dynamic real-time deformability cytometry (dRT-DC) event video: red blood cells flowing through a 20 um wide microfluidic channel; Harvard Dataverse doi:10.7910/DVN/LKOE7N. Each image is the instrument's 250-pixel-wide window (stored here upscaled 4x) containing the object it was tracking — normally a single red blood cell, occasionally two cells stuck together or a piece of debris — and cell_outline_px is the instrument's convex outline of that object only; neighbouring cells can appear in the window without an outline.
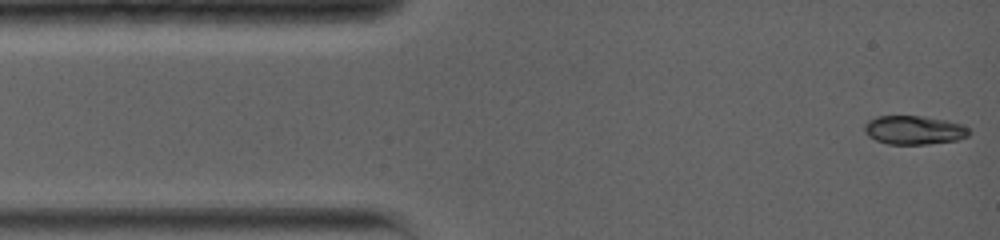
{"species": "common noctule bat (a hibernating species)", "species_latin": "Nyctalus noctula", "temperature_condition": "warm", "stored_images_in_passage": 20, "camera_frame_rate_fps": 5000, "um_per_image_px": 0.085, "animal": {"sex": "female", "body_mass_g": 19.0, "forearm_length_mm": 56.7}, "frame": {"image": 1, "passage_image": 1, "time_ms": 0.0, "image_size_px": [1000, 240], "cell_outline_px": [[972, 132], [968, 136], [956, 140], [928, 144], [888, 144], [876, 140], [868, 136], [864, 132], [864, 124], [868, 120], [876, 116], [924, 116], [948, 120], [960, 124], [968, 128]], "centroid_in_image_um": [77.68, 11.05], "position_along_channel_um": 7.3, "area_um2": 17.69}}
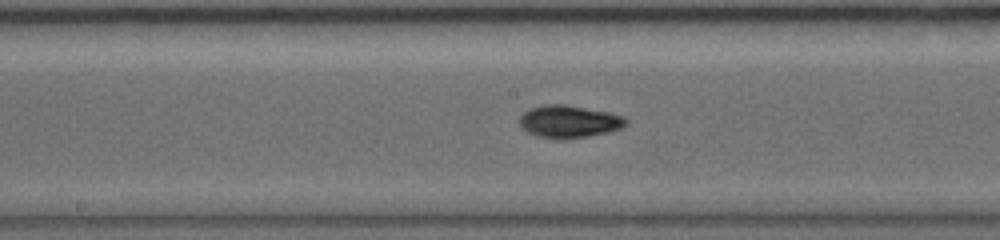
{"frame": {"image": 2, "passage_image": 9, "time_ms": 7.0, "image_size_px": [1000, 240], "cell_outline_px": [[628, 124], [620, 128], [608, 132], [588, 136], [536, 136], [528, 132], [520, 124], [520, 116], [528, 108], [544, 104], [564, 104], [612, 112], [624, 116], [628, 120]], "centroid_in_image_um": [48.41, 10.27], "position_along_channel_um": 199.8, "area_um2": 19.65}}
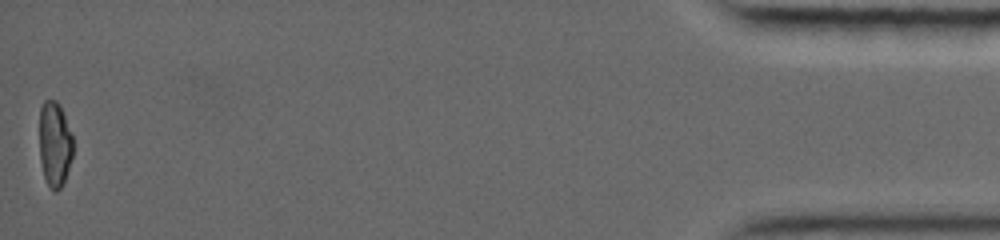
{"frame": {"image": 3, "passage_image": 20, "time_ms": 16.6, "image_size_px": [1000, 240], "cell_outline_px": [[72, 156], [64, 180], [60, 188], [56, 192], [48, 184], [44, 176], [40, 160], [40, 108], [44, 100], [56, 100], [60, 104], [72, 136]], "centroid_in_image_um": [4.64, 12.21], "position_along_channel_um": 430.6, "area_um2": 16.42}, "authors_computed_cell_mechanics": {"area_um2": 18.2648, "velocity_mm_per_s": 3.8034, "shape_relaxation_time_tau1_ms": 4.4218, "shape_relaxation_time_tau2_ms": null, "deformation_change_tau1": 0.1536, "deformation_change_tau2": null}}